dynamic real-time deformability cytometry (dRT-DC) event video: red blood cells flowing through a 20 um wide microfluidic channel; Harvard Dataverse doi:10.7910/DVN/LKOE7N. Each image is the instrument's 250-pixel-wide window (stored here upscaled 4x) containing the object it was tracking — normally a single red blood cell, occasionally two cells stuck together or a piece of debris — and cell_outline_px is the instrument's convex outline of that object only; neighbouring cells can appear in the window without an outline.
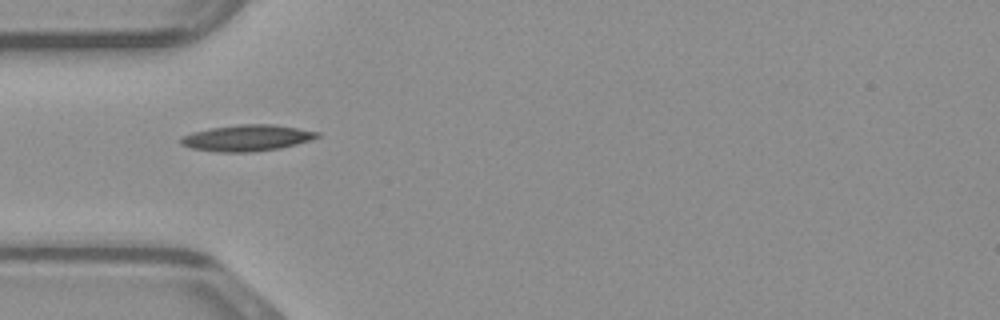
{"species": "common noctule bat (a hibernating species)", "species_latin": "Nyctalus noctula", "temperature_condition": "warm", "stored_images_in_passage": 30, "camera_frame_rate_fps": 3000, "um_per_image_px": 0.085, "animal": {"sex": "male", "body_mass_g": 23.1, "forearm_length_mm": 52.7}, "frame": {"image": 1, "passage_image": 1, "time_ms": 0.0, "image_size_px": [1000, 320], "cell_outline_px": [[320, 136], [312, 140], [280, 148], [252, 152], [216, 152], [192, 148], [180, 144], [180, 140], [184, 136], [192, 132], [212, 128], [240, 124], [272, 124], [320, 132]], "centroid_in_image_um": [21.01, 11.73], "position_along_channel_um": 64.0, "area_um2": 20.75}}
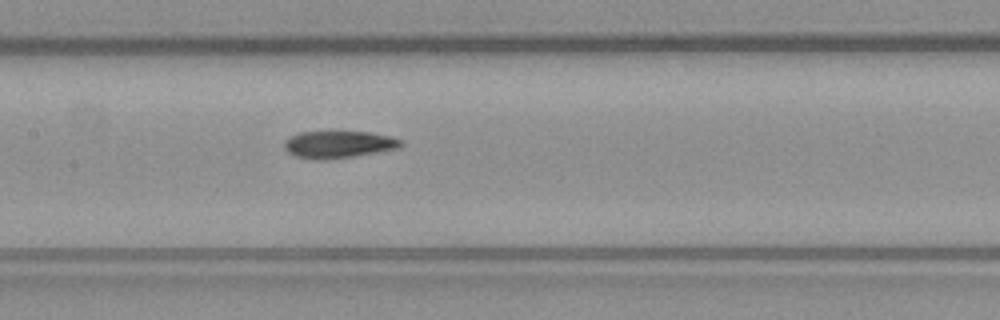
{"frame": {"image": 2, "passage_image": 9, "time_ms": 2.667, "image_size_px": [1000, 320], "cell_outline_px": [[404, 144], [400, 148], [356, 156], [320, 160], [316, 160], [296, 156], [288, 152], [284, 148], [284, 140], [300, 132], [368, 132], [388, 136], [404, 140]], "centroid_in_image_um": [28.8, 12.28], "position_along_channel_um": 178.6, "area_um2": 18.44}}
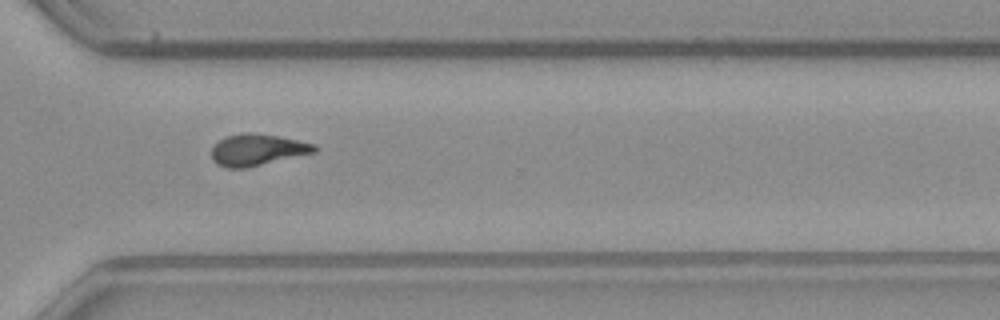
{"frame": {"image": 3, "passage_image": 21, "time_ms": 6.667, "image_size_px": [1000, 320], "cell_outline_px": [[320, 148], [316, 152], [248, 168], [224, 168], [216, 164], [212, 160], [212, 148], [224, 136], [248, 132], [256, 132], [316, 144]], "centroid_in_image_um": [21.88, 12.74], "position_along_channel_um": 348.7, "area_um2": 19.13}}